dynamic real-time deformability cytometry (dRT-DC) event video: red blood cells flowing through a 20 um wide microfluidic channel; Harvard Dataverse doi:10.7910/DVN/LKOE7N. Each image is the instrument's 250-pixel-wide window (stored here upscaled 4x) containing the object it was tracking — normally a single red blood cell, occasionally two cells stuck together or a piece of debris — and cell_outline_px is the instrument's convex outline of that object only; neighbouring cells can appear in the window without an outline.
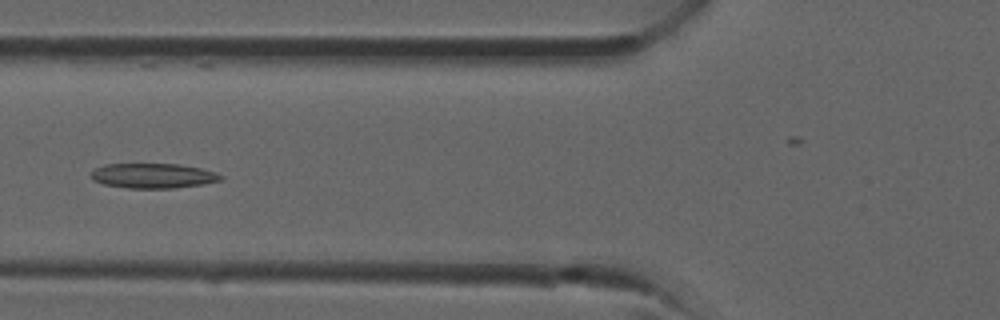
{"species": "common noctule bat (a hibernating species)", "species_latin": "Nyctalus noctula", "temperature_condition": "room temperature", "stored_images_in_passage": 29, "camera_frame_rate_fps": 3000, "um_per_image_px": 0.085, "animal": {"sex": "male", "forearm_length_mm": 52.5}, "frame": {"image": 1, "passage_image": 6, "time_ms": 1.667, "image_size_px": [1000, 320], "cell_outline_px": [[224, 176], [220, 180], [200, 184], [172, 188], [128, 188], [104, 184], [92, 180], [88, 176], [96, 168], [104, 164], [180, 164], [200, 168], [216, 172]], "centroid_in_image_um": [12.97, 14.93], "position_along_channel_um": 112.8, "area_um2": 18.73}}
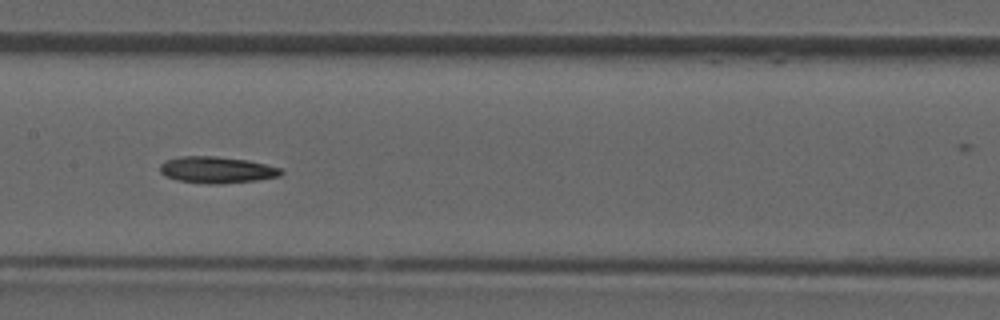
{"frame": {"image": 2, "passage_image": 10, "time_ms": 3.0, "image_size_px": [1000, 320], "cell_outline_px": [[284, 172], [280, 176], [256, 180], [220, 184], [208, 184], [176, 180], [164, 176], [160, 172], [160, 164], [164, 160], [180, 156], [216, 156], [248, 160], [280, 168]], "centroid_in_image_um": [18.38, 14.44], "position_along_channel_um": 189.0, "area_um2": 18.84}}
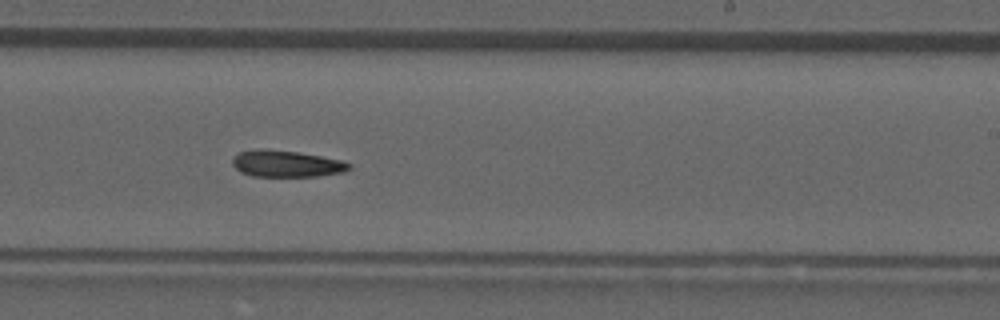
{"frame": {"image": 3, "passage_image": 14, "time_ms": 4.333, "image_size_px": [1000, 320], "cell_outline_px": [[352, 168], [344, 172], [316, 176], [252, 176], [240, 172], [232, 164], [232, 160], [240, 152], [256, 148], [264, 148], [300, 152], [340, 160], [352, 164]], "centroid_in_image_um": [24.34, 13.91], "position_along_channel_um": 264.7, "area_um2": 18.15}}